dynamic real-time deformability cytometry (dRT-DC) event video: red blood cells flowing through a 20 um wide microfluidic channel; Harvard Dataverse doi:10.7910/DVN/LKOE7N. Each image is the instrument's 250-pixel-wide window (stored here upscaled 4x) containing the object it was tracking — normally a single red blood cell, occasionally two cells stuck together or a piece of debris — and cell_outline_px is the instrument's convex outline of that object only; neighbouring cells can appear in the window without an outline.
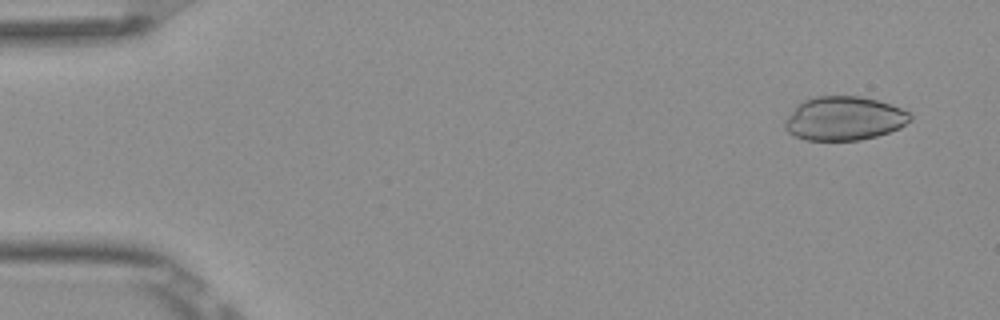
{"species": "Egyptian fruit bat (a non-hibernating species)", "species_latin": "Rousettus aegyptiacus", "temperature_condition": "room temperature", "stored_images_in_passage": 52, "camera_frame_rate_fps": 3000, "um_per_image_px": 0.085, "frame": {"image": 1, "passage_image": 3, "time_ms": 0.667, "image_size_px": [1000, 320], "cell_outline_px": [[912, 120], [900, 128], [876, 136], [860, 140], [804, 140], [788, 132], [784, 128], [784, 120], [804, 100], [816, 96], [860, 96], [876, 100], [912, 112]], "centroid_in_image_um": [71.77, 10.07], "position_along_channel_um": 13.2, "area_um2": 31.91}}
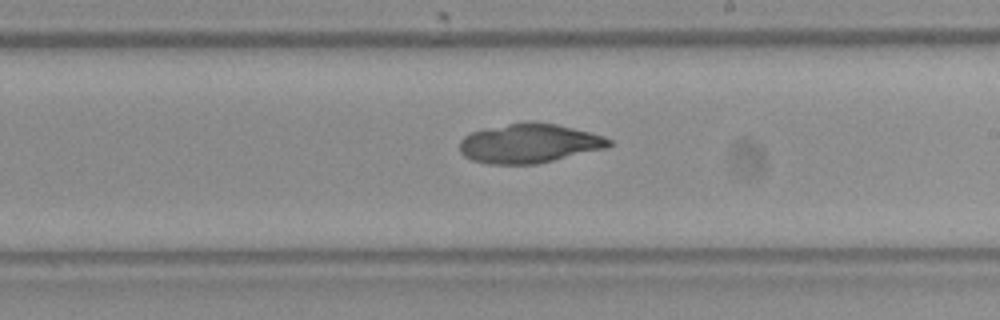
{"frame": {"image": 2, "passage_image": 30, "time_ms": 9.667, "image_size_px": [1000, 320], "cell_outline_px": [[612, 144], [608, 148], [536, 164], [488, 164], [472, 160], [464, 156], [460, 152], [460, 140], [464, 136], [472, 132], [484, 128], [524, 120], [528, 120], [556, 124], [604, 136], [612, 140]], "centroid_in_image_um": [44.97, 12.17], "position_along_channel_um": 244.0, "area_um2": 34.51}}
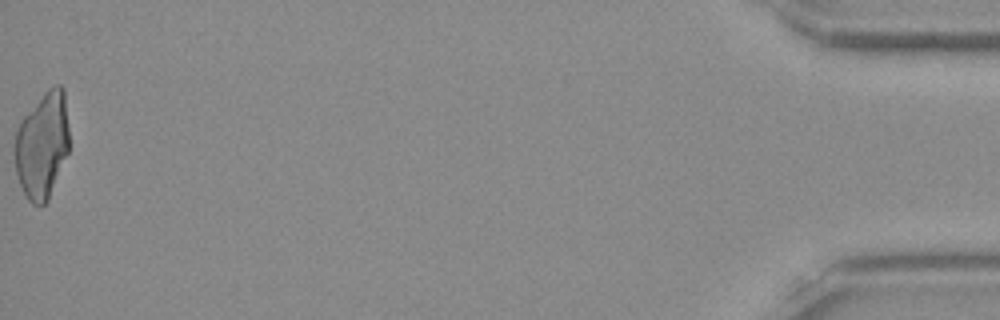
{"frame": {"image": 3, "passage_image": 52, "time_ms": 17.0, "image_size_px": [1000, 320], "cell_outline_px": [[68, 152], [48, 200], [44, 204], [32, 204], [28, 200], [20, 184], [16, 172], [12, 152], [12, 144], [20, 120], [44, 92], [48, 88], [56, 84], [60, 84], [64, 88], [68, 128]], "centroid_in_image_um": [3.55, 12.32], "position_along_channel_um": 431.6, "area_um2": 34.1}}